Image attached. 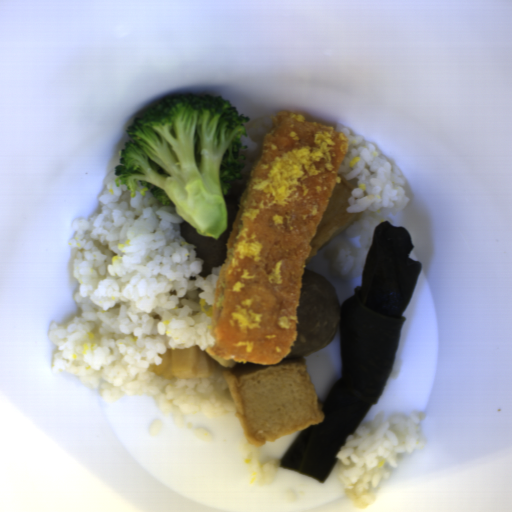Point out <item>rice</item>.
<instances>
[{"label": "rice", "mask_w": 512, "mask_h": 512, "mask_svg": "<svg viewBox=\"0 0 512 512\" xmlns=\"http://www.w3.org/2000/svg\"><path fill=\"white\" fill-rule=\"evenodd\" d=\"M241 454L248 467L251 487L268 486L277 481L283 458L264 461L261 456V446L256 447L248 441L243 443Z\"/></svg>", "instance_id": "obj_5"}, {"label": "rice", "mask_w": 512, "mask_h": 512, "mask_svg": "<svg viewBox=\"0 0 512 512\" xmlns=\"http://www.w3.org/2000/svg\"><path fill=\"white\" fill-rule=\"evenodd\" d=\"M384 415L385 410H381L371 421L360 422L336 453V459L344 465L356 464L341 472L338 479L348 500L360 509H367L378 498L376 492H370L369 482L376 488L382 478L390 477L385 461L396 467L401 453L411 454L426 446L421 429L426 412L415 409L408 415L399 413L387 419Z\"/></svg>", "instance_id": "obj_3"}, {"label": "rice", "mask_w": 512, "mask_h": 512, "mask_svg": "<svg viewBox=\"0 0 512 512\" xmlns=\"http://www.w3.org/2000/svg\"><path fill=\"white\" fill-rule=\"evenodd\" d=\"M115 173L112 168L103 180L100 212L71 223L81 316L51 324L49 340L57 349L51 367L99 390L106 402L154 398L156 436L184 430L210 442L209 431L184 417L235 416L223 374L228 367L218 362L211 376L178 379L148 368L160 365L167 349L197 346L204 352L215 344L212 318L202 312L200 300L212 310L226 261L200 276L205 261L181 236L185 220L176 207L163 205L150 190L131 197L125 184L116 186Z\"/></svg>", "instance_id": "obj_1"}, {"label": "rice", "mask_w": 512, "mask_h": 512, "mask_svg": "<svg viewBox=\"0 0 512 512\" xmlns=\"http://www.w3.org/2000/svg\"><path fill=\"white\" fill-rule=\"evenodd\" d=\"M335 130L348 140L337 174L355 186L345 210L361 212L328 242L324 252L330 261L331 278L342 282L363 276L375 227L383 221L396 227L412 198L405 191L407 177L397 164L385 157L376 142L352 135L339 124Z\"/></svg>", "instance_id": "obj_2"}, {"label": "rice", "mask_w": 512, "mask_h": 512, "mask_svg": "<svg viewBox=\"0 0 512 512\" xmlns=\"http://www.w3.org/2000/svg\"><path fill=\"white\" fill-rule=\"evenodd\" d=\"M272 117L273 115L259 118L243 127L248 137L243 135L241 141L247 147L241 148L244 159L239 158V162L245 164V166L241 171L242 178L232 179L228 183L231 187L228 189L226 196H242L249 181L251 169L261 154L264 138L271 130Z\"/></svg>", "instance_id": "obj_4"}]
</instances>
